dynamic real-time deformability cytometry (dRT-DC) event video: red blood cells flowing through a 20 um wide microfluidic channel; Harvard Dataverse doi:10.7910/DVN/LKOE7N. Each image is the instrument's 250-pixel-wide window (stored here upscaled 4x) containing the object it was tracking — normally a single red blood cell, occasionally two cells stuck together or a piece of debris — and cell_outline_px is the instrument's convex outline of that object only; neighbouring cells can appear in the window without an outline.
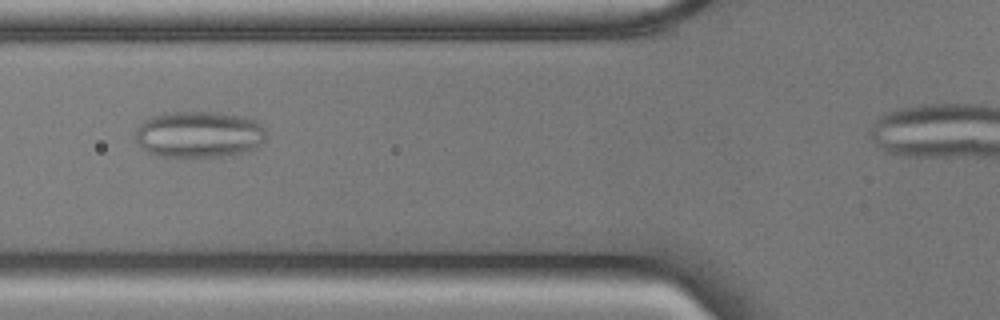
{"species": "common noctule bat (a hibernating species)", "species_latin": "Nyctalus noctula", "temperature_condition": "cold", "stored_images_in_passage": 38, "camera_frame_rate_fps": 3000, "um_per_image_px": 0.085, "animal": {"sex": "male", "body_mass_g": 17.9, "forearm_length_mm": 54.2}, "frame": {"image": 1, "passage_image": 10, "time_ms": 3.0, "image_size_px": [1000, 320], "cell_outline_px": [[268, 136], [264, 144], [256, 148], [240, 152], [220, 156], [160, 156], [148, 152], [136, 140], [136, 128], [144, 120], [152, 116], [168, 112], [216, 112], [248, 116], [260, 124], [264, 128]], "centroid_in_image_um": [16.97, 11.4], "position_along_channel_um": 108.8, "area_um2": 35.49}}
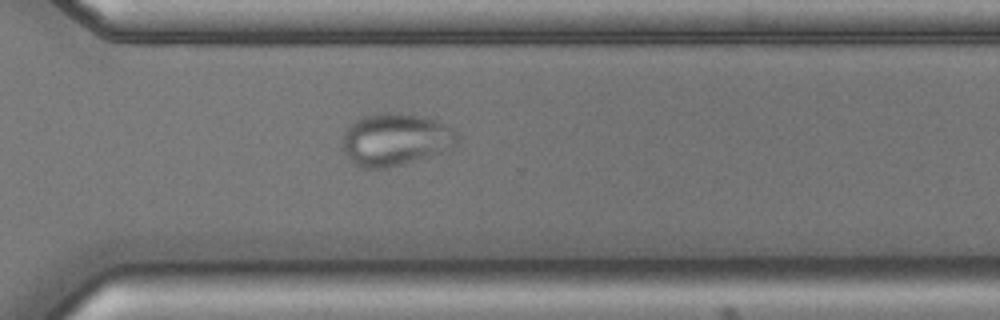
{"frame": {"image": 2, "passage_image": 29, "time_ms": 9.333, "image_size_px": [1000, 320], "cell_outline_px": [[460, 144], [456, 148], [388, 168], [364, 168], [356, 164], [344, 152], [344, 132], [356, 120], [364, 116], [380, 112], [400, 112], [420, 116], [444, 124], [456, 132], [460, 136]], "centroid_in_image_um": [33.68, 11.85], "position_along_channel_um": 336.9, "area_um2": 34.91}}
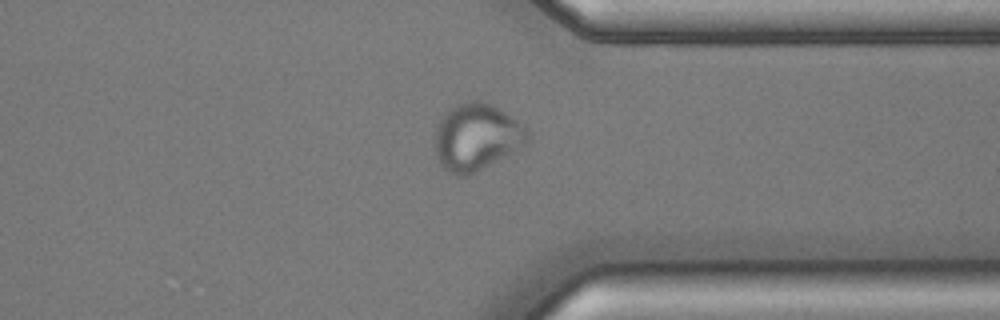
{"frame": {"image": 3, "passage_image": 32, "time_ms": 10.333, "image_size_px": [1000, 320], "cell_outline_px": [[532, 144], [468, 176], [456, 176], [448, 172], [440, 164], [436, 156], [436, 124], [448, 108], [456, 104], [472, 100], [480, 100], [492, 104], [516, 120], [532, 132]], "centroid_in_image_um": [40.57, 11.66], "position_along_channel_um": 370.8, "area_um2": 37.05}}